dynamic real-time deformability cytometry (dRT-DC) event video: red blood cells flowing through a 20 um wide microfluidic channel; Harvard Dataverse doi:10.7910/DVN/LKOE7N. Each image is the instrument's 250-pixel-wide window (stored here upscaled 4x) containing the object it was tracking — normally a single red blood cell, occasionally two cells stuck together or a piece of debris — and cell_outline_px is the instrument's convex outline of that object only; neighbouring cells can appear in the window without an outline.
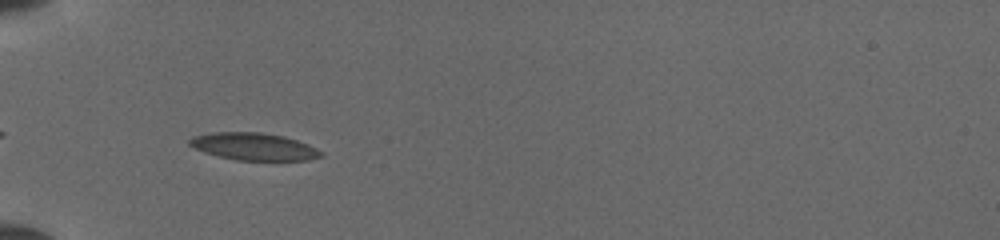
{"species": "common noctule bat (a hibernating species)", "species_latin": "Nyctalus noctula", "temperature_condition": "cold", "stored_images_in_passage": 34, "camera_frame_rate_fps": 3000, "um_per_image_px": 0.085, "animal": {"sex": "female", "body_mass_g": 19.5, "forearm_length_mm": 54.1}, "frame": {"image": 1, "passage_image": 3, "time_ms": 0.667, "image_size_px": [1000, 240], "cell_outline_px": [[324, 156], [308, 160], [236, 160], [204, 152], [188, 144], [188, 140], [192, 136], [212, 132], [260, 132], [284, 136], [308, 144], [324, 152]], "centroid_in_image_um": [21.59, 12.45], "position_along_channel_um": 63.4, "area_um2": 20.92}}
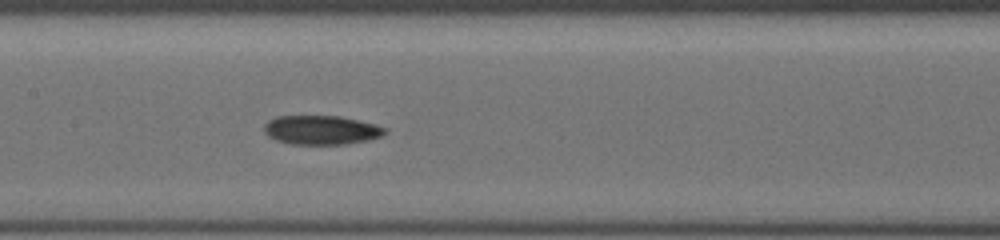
{"frame": {"image": 2, "passage_image": 12, "time_ms": 3.667, "image_size_px": [1000, 240], "cell_outline_px": [[388, 132], [380, 136], [368, 140], [344, 144], [292, 144], [276, 140], [268, 136], [264, 132], [264, 124], [268, 120], [276, 116], [340, 116], [376, 124], [388, 128]], "centroid_in_image_um": [27.31, 11.04], "position_along_channel_um": 180.1, "area_um2": 20.58}}
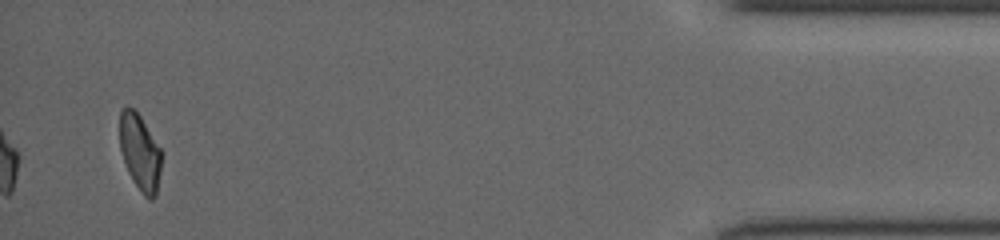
{"frame": {"image": 3, "passage_image": 34, "time_ms": 11.0, "image_size_px": [1000, 240], "cell_outline_px": [[164, 152], [156, 196], [152, 200], [148, 200], [140, 192], [128, 172], [120, 148], [120, 108], [132, 108], [140, 116]], "centroid_in_image_um": [11.94, 12.99], "position_along_channel_um": 423.3, "area_um2": 18.84}}